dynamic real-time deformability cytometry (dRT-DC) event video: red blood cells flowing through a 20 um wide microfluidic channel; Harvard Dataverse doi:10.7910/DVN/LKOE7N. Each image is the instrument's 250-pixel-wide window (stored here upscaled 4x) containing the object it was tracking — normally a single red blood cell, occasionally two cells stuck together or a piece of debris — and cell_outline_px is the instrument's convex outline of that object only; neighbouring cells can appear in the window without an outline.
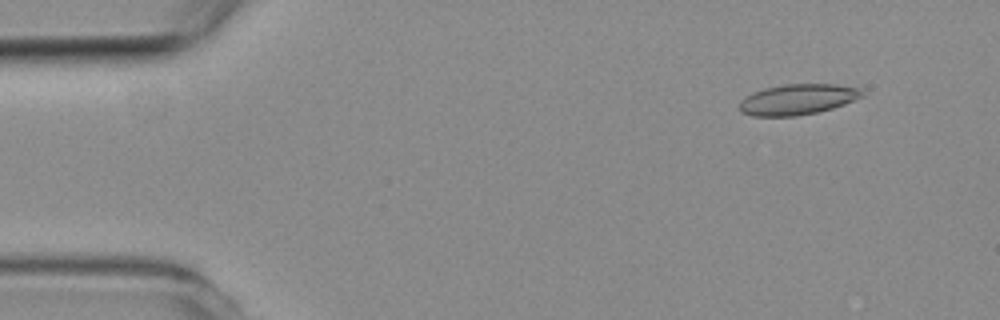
{"species": "common noctule bat (a hibernating species)", "species_latin": "Nyctalus noctula", "temperature_condition": "room temperature", "stored_images_in_passage": 4, "camera_frame_rate_fps": 3000, "um_per_image_px": 0.085, "animal": {"sex": "female", "body_mass_g": 19.3, "forearm_length_mm": 54.1}, "frame": {"image": 1, "passage_image": 2, "time_ms": 1.0, "image_size_px": [1000, 320], "cell_outline_px": [[864, 96], [844, 104], [832, 108], [816, 112], [796, 116], [752, 116], [740, 112], [740, 100], [752, 92], [764, 88], [788, 84], [832, 84], [860, 88]], "centroid_in_image_um": [67.77, 8.45], "position_along_channel_um": 17.2, "area_um2": 21.79}}